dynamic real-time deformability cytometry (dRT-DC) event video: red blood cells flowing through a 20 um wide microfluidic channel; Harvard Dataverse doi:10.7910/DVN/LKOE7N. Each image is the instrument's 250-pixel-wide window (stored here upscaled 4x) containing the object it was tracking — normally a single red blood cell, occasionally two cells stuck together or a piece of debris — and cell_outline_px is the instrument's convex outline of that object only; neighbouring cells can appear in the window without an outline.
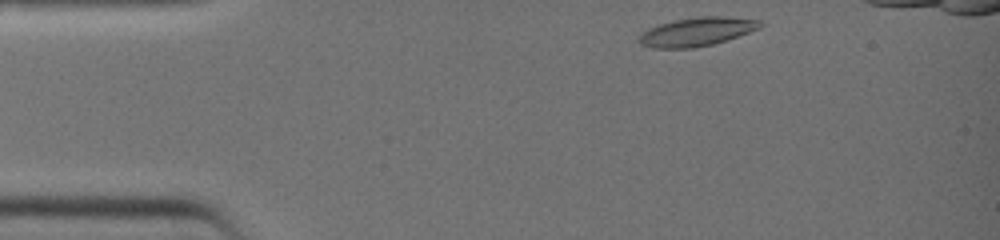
{"species": "common noctule bat (a hibernating species)", "species_latin": "Nyctalus noctula", "temperature_condition": "warm", "stored_images_in_passage": 30, "camera_frame_rate_fps": 3000, "um_per_image_px": 0.085, "animal": {"sex": "female", "body_mass_g": 19.0, "forearm_length_mm": 51.5}, "frame": {"image": 1, "passage_image": 1, "time_ms": 0.0, "image_size_px": [1000, 240], "cell_outline_px": [[764, 24], [760, 28], [712, 44], [692, 48], [652, 48], [640, 44], [636, 40], [648, 28], [672, 20], [696, 16], [724, 16], [760, 20]], "centroid_in_image_um": [59.2, 2.68], "position_along_channel_um": 25.8, "area_um2": 20.17}}
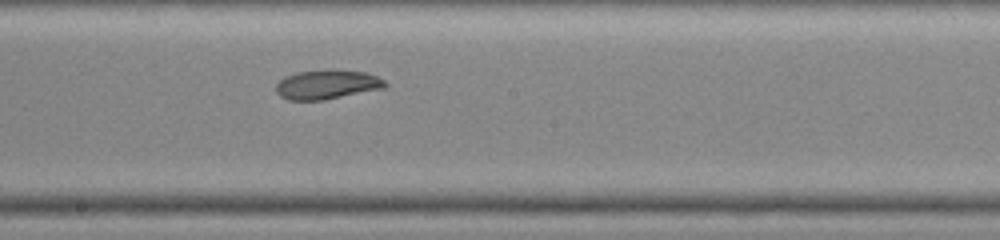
{"frame": {"image": 2, "passage_image": 17, "time_ms": 5.333, "image_size_px": [1000, 240], "cell_outline_px": [[388, 84], [384, 88], [324, 100], [288, 100], [280, 96], [276, 92], [276, 84], [284, 76], [296, 72], [364, 72], [376, 76], [384, 80]], "centroid_in_image_um": [27.76, 7.23], "position_along_channel_um": 220.4, "area_um2": 17.92}}
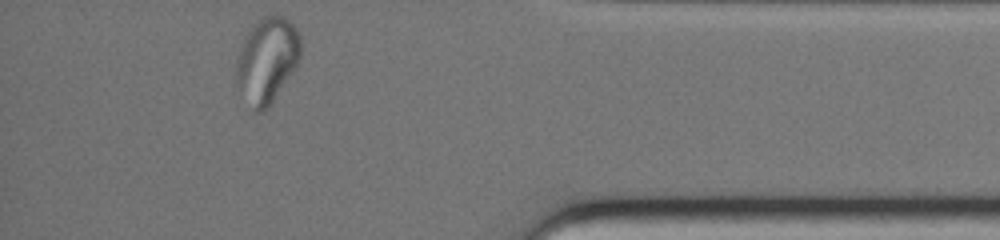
{"frame": {"image": 3, "passage_image": 30, "time_ms": 9.667, "image_size_px": [1000, 240], "cell_outline_px": [[300, 56], [296, 64], [268, 108], [264, 112], [252, 112], [236, 84], [236, 60], [240, 48], [244, 40], [252, 28], [260, 20], [268, 16], [284, 16], [300, 32]], "centroid_in_image_um": [22.67, 5.17], "position_along_channel_um": 412.5, "area_um2": 31.5}}